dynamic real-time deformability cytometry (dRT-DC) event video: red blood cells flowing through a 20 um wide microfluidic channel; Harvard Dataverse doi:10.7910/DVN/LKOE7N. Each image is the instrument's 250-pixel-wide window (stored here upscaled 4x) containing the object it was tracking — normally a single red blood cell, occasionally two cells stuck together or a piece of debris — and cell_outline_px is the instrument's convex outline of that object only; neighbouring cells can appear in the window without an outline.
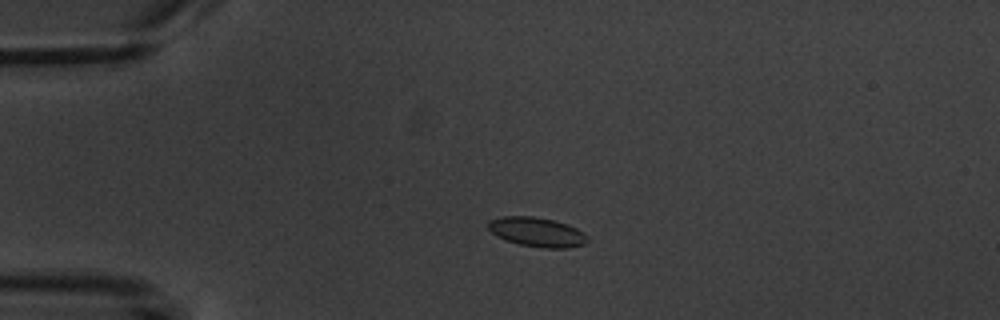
{"species": "common noctule bat (a hibernating species)", "species_latin": "Nyctalus noctula", "temperature_condition": "warm", "stored_images_in_passage": 4, "camera_frame_rate_fps": 3000, "um_per_image_px": 0.085, "animal": {"sex": "male", "body_mass_g": 20.1, "forearm_length_mm": 53.5}, "frame": {"image": 1, "passage_image": 3, "time_ms": 2.333, "image_size_px": [1000, 320], "cell_outline_px": [[588, 240], [584, 244], [568, 248], [540, 248], [520, 244], [508, 240], [492, 232], [484, 224], [488, 220], [500, 216], [532, 216], [552, 220], [576, 228], [588, 236]], "centroid_in_image_um": [45.61, 19.72], "position_along_channel_um": 39.4, "area_um2": 16.88}}